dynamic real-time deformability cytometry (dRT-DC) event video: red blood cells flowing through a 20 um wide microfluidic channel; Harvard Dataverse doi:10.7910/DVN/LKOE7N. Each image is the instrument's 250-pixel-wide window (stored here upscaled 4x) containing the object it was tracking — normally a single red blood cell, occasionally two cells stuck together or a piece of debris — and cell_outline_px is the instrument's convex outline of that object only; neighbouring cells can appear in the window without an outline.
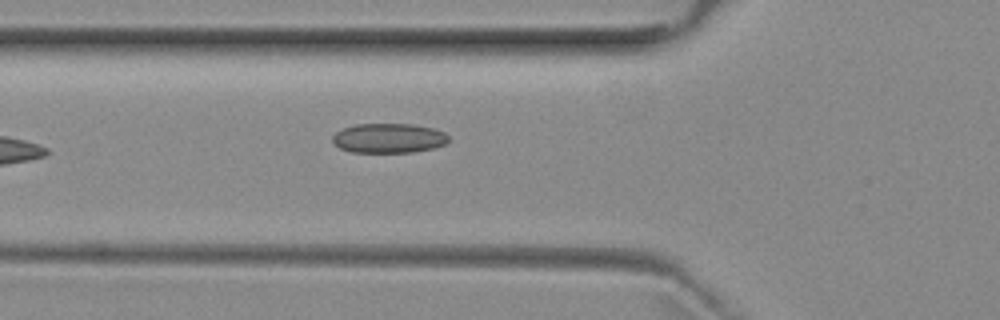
{"species": "common noctule bat (a hibernating species)", "species_latin": "Nyctalus noctula", "temperature_condition": "room temperature", "stored_images_in_passage": 39, "camera_frame_rate_fps": 3000, "um_per_image_px": 0.085, "animal": {"sex": "female", "body_mass_g": 29.2, "forearm_length_mm": 56.3}, "frame": {"image": 1, "passage_image": 5, "time_ms": 1.333, "image_size_px": [1000, 320], "cell_outline_px": [[448, 140], [444, 144], [432, 148], [412, 152], [352, 152], [340, 148], [332, 140], [332, 136], [336, 132], [344, 128], [356, 124], [412, 124], [432, 128], [444, 132], [448, 136]], "centroid_in_image_um": [33.02, 11.74], "position_along_channel_um": 92.8, "area_um2": 19.83}}
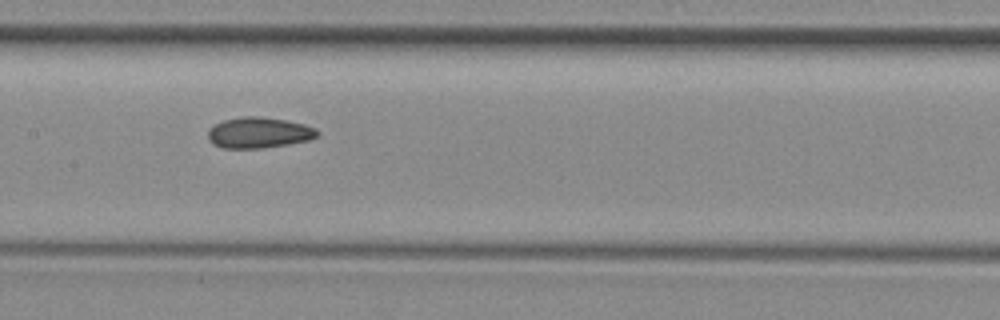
{"frame": {"image": 2, "passage_image": 12, "time_ms": 3.667, "image_size_px": [1000, 320], "cell_outline_px": [[320, 132], [316, 136], [308, 140], [288, 144], [260, 148], [224, 148], [212, 144], [208, 140], [208, 128], [224, 120], [244, 116], [260, 116], [284, 120], [304, 124], [316, 128]], "centroid_in_image_um": [21.98, 11.27], "position_along_channel_um": 185.4, "area_um2": 19.59}}
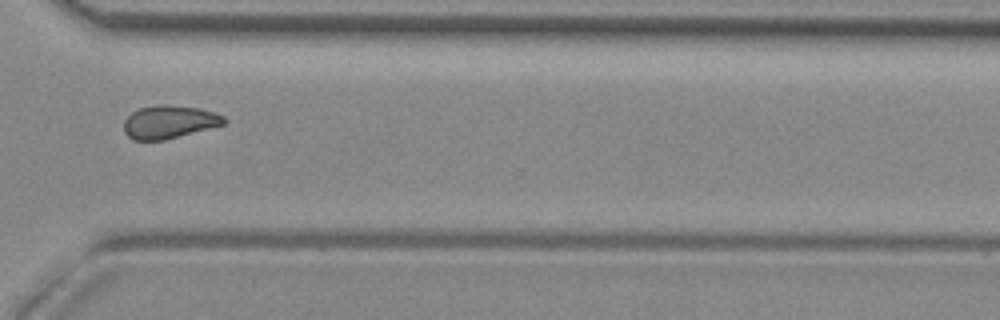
{"frame": {"image": 3, "passage_image": 25, "time_ms": 8.0, "image_size_px": [1000, 320], "cell_outline_px": [[228, 120], [224, 124], [164, 140], [132, 140], [124, 132], [124, 120], [132, 112], [140, 108], [200, 108], [224, 116]], "centroid_in_image_um": [14.37, 10.43], "position_along_channel_um": 356.2, "area_um2": 18.26}, "authors_computed_cell_mechanics": {"area_um2": 19.1896, "velocity_mm_per_s": 3.9458, "shape_relaxation_time_tau1_ms": null, "shape_relaxation_time_tau2_ms": 2.7664, "deformation_change_tau1": null, "deformation_change_tau2": 0.075}}